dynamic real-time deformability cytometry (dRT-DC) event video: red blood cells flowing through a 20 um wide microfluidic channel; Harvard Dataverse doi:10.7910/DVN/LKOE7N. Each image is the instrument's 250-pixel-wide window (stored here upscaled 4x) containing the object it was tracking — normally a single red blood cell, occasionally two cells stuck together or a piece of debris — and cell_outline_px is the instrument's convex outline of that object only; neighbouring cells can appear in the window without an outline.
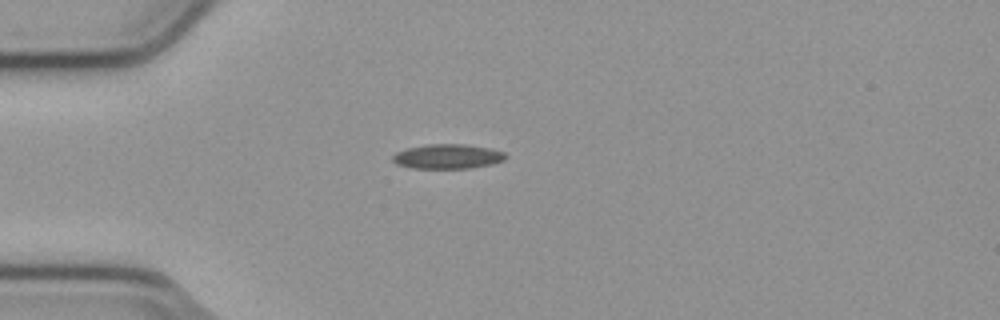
{"species": "common noctule bat (a hibernating species)", "species_latin": "Nyctalus noctula", "temperature_condition": "cold", "stored_images_in_passage": 40, "camera_frame_rate_fps": 3000, "um_per_image_px": 0.085, "animal": {"sex": "male", "body_mass_g": 23.1, "forearm_length_mm": 52.7}, "frame": {"image": 1, "passage_image": 1, "time_ms": 0.0, "image_size_px": [1000, 320], "cell_outline_px": [[508, 156], [504, 160], [492, 164], [472, 168], [412, 168], [396, 164], [392, 160], [392, 156], [396, 152], [408, 148], [424, 144], [464, 144], [488, 148], [504, 152]], "centroid_in_image_um": [38.04, 13.3], "position_along_channel_um": 47.0, "area_um2": 16.24}}
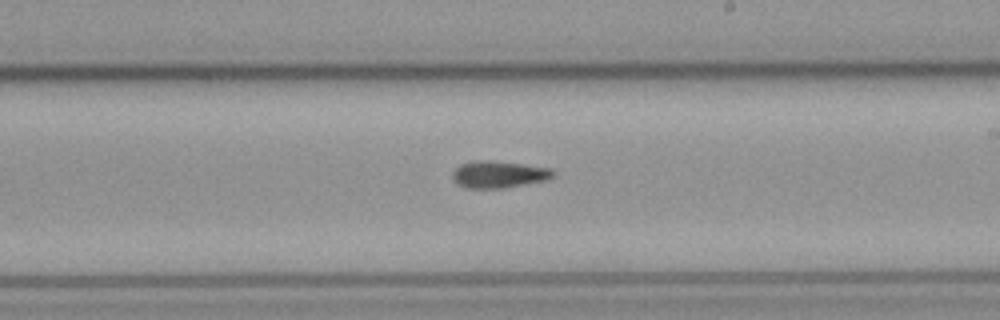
{"frame": {"image": 2, "passage_image": 18, "time_ms": 5.667, "image_size_px": [1000, 320], "cell_outline_px": [[556, 172], [548, 180], [504, 188], [468, 188], [452, 180], [452, 172], [460, 164], [476, 160], [484, 160], [520, 164], [552, 168]], "centroid_in_image_um": [42.4, 14.83], "position_along_channel_um": 246.6, "area_um2": 15.72}}
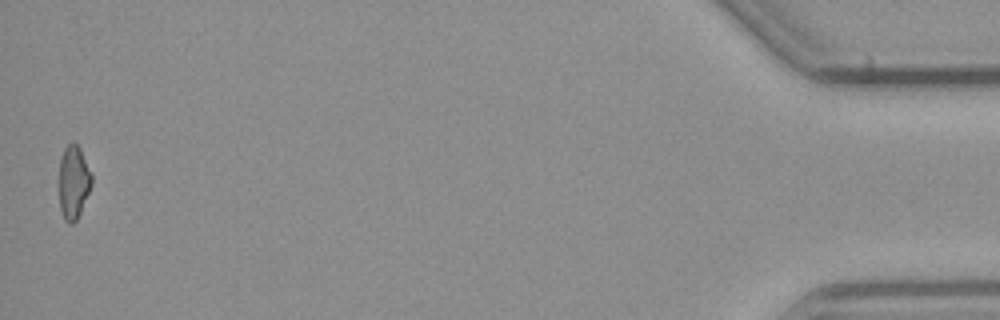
{"frame": {"image": 3, "passage_image": 40, "time_ms": 13.0, "image_size_px": [1000, 320], "cell_outline_px": [[92, 184], [80, 212], [76, 220], [72, 224], [68, 224], [64, 220], [60, 208], [60, 160], [64, 148], [68, 144], [76, 144], [80, 148], [92, 176]], "centroid_in_image_um": [6.25, 15.51], "position_along_channel_um": 429.0, "area_um2": 13.64}}